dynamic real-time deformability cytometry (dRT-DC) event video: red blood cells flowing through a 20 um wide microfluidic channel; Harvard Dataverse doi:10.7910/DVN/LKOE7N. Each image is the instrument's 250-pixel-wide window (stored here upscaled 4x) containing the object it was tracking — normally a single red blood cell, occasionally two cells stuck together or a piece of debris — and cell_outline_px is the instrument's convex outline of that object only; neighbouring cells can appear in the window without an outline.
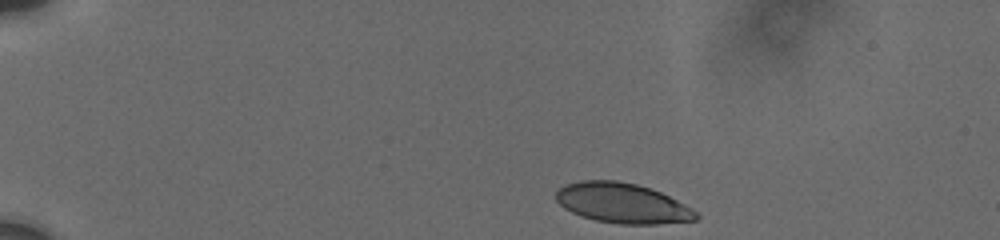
{"species": "human", "species_latin": "Homo sapiens", "temperature_condition": "cold", "stored_images_in_passage": 21, "camera_frame_rate_fps": 3000, "um_per_image_px": 0.085, "donor": {"sex": "male"}, "frame": {"image": 1, "passage_image": 1, "time_ms": 0.0, "image_size_px": [1000, 240], "cell_outline_px": [[700, 216], [696, 220], [656, 224], [620, 224], [596, 220], [580, 216], [564, 208], [556, 200], [556, 192], [564, 184], [580, 180], [616, 180], [636, 184], [652, 188], [692, 208]], "centroid_in_image_um": [52.89, 17.26], "position_along_channel_um": 32.1, "area_um2": 32.71}}
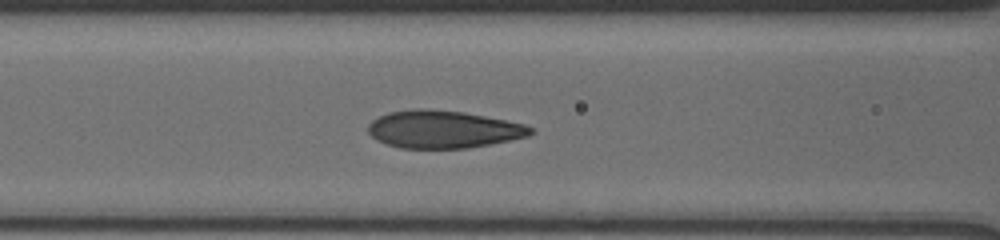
{"frame": {"image": 2, "passage_image": 19, "time_ms": 5.0, "image_size_px": [1000, 240], "cell_outline_px": [[536, 132], [528, 136], [468, 148], [400, 148], [376, 140], [368, 132], [368, 124], [372, 120], [388, 112], [412, 108], [424, 108], [464, 112], [524, 124], [532, 128]], "centroid_in_image_um": [37.64, 10.98], "position_along_channel_um": 129.0, "area_um2": 35.49}}
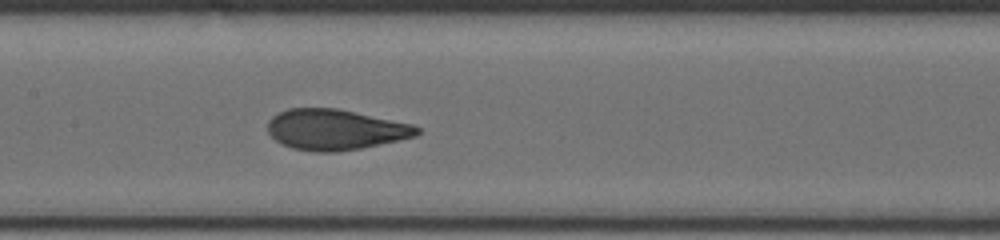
{"frame": {"image": 3, "passage_image": 21, "time_ms": 6.333, "image_size_px": [1000, 240], "cell_outline_px": [[420, 132], [416, 136], [360, 148], [336, 152], [316, 152], [292, 148], [280, 144], [268, 132], [268, 120], [272, 116], [288, 108], [336, 108], [412, 124], [420, 128]], "centroid_in_image_um": [28.46, 11.02], "position_along_channel_um": 178.9, "area_um2": 35.14}}